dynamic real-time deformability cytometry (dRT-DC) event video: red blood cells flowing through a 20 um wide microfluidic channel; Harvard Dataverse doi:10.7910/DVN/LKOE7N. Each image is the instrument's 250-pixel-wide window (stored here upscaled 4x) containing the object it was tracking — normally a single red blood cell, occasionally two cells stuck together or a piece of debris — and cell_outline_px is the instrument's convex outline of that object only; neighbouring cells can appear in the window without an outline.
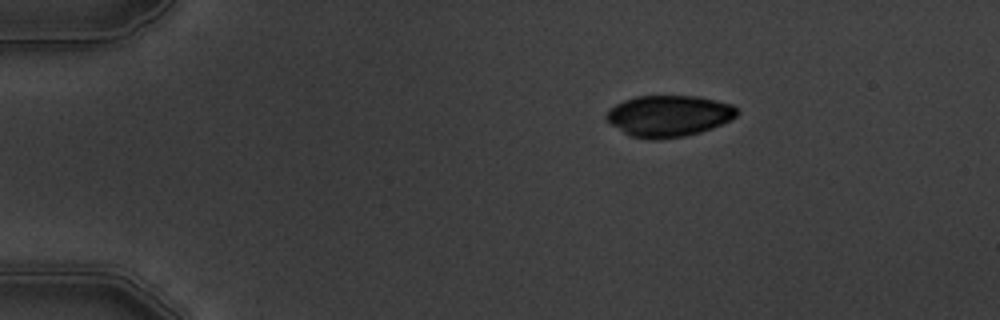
{"species": "common noctule bat (a hibernating species)", "species_latin": "Nyctalus noctula", "temperature_condition": "warm", "stored_images_in_passage": 3, "camera_frame_rate_fps": 3000, "um_per_image_px": 0.085, "animal": {"sex": "male", "body_mass_g": 19.5, "forearm_length_mm": 54.6}, "frame": {"image": 1, "passage_image": 3, "time_ms": 3.333, "image_size_px": [1000, 320], "cell_outline_px": [[740, 112], [736, 116], [712, 128], [700, 132], [684, 136], [656, 140], [648, 140], [632, 136], [624, 132], [604, 120], [604, 116], [616, 104], [624, 100], [636, 96], [696, 96], [716, 100], [732, 104]], "centroid_in_image_um": [56.83, 9.85], "position_along_channel_um": 28.2, "area_um2": 31.39}}